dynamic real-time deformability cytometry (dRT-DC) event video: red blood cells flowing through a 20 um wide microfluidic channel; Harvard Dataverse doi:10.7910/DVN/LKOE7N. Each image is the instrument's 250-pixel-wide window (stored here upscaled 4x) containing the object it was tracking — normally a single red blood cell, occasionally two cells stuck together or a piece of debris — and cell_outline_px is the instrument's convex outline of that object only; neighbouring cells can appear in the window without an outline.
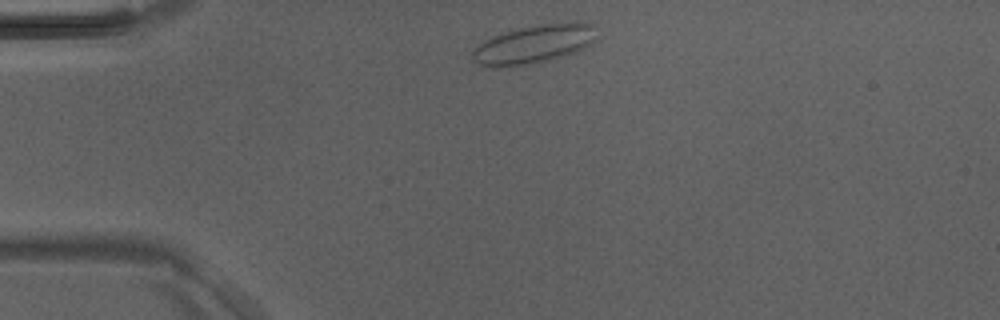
{"species": "Egyptian fruit bat (a non-hibernating species)", "species_latin": "Rousettus aegyptiacus", "temperature_condition": "room temperature", "stored_images_in_passage": 6, "camera_frame_rate_fps": 3000, "um_per_image_px": 0.085, "animal": {"sex": "male"}, "frame": {"image": 1, "passage_image": 1, "time_ms": 0.0, "image_size_px": [1000, 320], "cell_outline_px": [[596, 40], [592, 44], [576, 52], [564, 56], [532, 64], [480, 64], [472, 60], [472, 52], [484, 40], [492, 36], [520, 28], [540, 24], [580, 20], [596, 24]], "centroid_in_image_um": [45.55, 3.68], "position_along_channel_um": 39.4, "area_um2": 27.63}}